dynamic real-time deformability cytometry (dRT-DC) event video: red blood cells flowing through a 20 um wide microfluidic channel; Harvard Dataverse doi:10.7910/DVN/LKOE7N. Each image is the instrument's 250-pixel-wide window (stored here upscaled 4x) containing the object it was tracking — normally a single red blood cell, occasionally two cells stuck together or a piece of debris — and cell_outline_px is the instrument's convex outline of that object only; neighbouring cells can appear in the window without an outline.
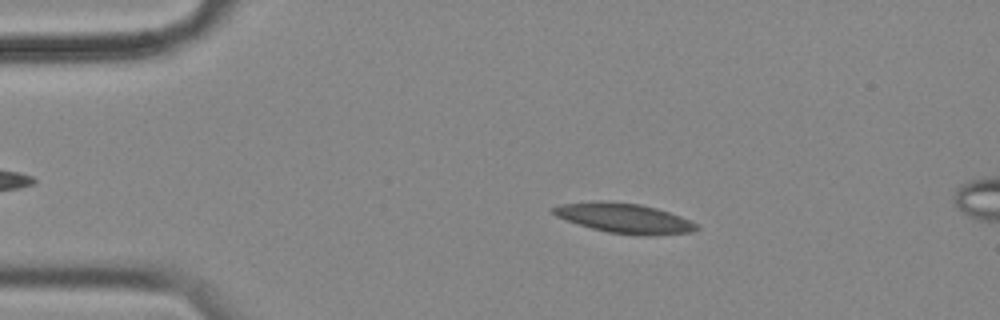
{"species": "common noctule bat (a hibernating species)", "species_latin": "Nyctalus noctula", "temperature_condition": "cold", "stored_images_in_passage": 18, "camera_frame_rate_fps": 3000, "um_per_image_px": 0.085, "animal": {"sex": "female", "body_mass_g": 18.4}, "frame": {"image": 1, "passage_image": 11, "time_ms": 3.333, "image_size_px": [1000, 320], "cell_outline_px": [[700, 228], [692, 232], [648, 236], [640, 236], [608, 232], [592, 228], [556, 216], [552, 212], [552, 208], [564, 204], [600, 200], [640, 204], [656, 208], [680, 216], [696, 224]], "centroid_in_image_um": [53.09, 18.55], "position_along_channel_um": 31.9, "area_um2": 24.62}}